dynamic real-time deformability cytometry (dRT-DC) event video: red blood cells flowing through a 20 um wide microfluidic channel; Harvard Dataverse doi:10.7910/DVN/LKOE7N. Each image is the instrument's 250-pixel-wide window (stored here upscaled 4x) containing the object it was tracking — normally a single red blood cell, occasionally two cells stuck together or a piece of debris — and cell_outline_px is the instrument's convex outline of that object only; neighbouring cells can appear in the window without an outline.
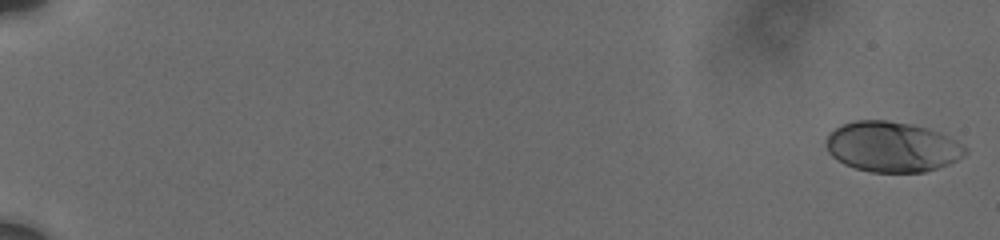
{"species": "human", "species_latin": "Homo sapiens", "temperature_condition": "cold", "stored_images_in_passage": 26, "camera_frame_rate_fps": 3000, "um_per_image_px": 0.085, "donor": {"sex": "male"}, "frame": {"image": 1, "passage_image": 1, "time_ms": 0.0, "image_size_px": [1000, 240], "cell_outline_px": [[968, 152], [964, 156], [948, 164], [924, 172], [872, 172], [856, 168], [844, 164], [836, 160], [828, 152], [828, 136], [840, 124], [852, 120], [888, 120], [912, 124], [928, 128], [940, 132], [968, 148]], "centroid_in_image_um": [75.84, 12.47], "position_along_channel_um": 9.2, "area_um2": 40.75}}
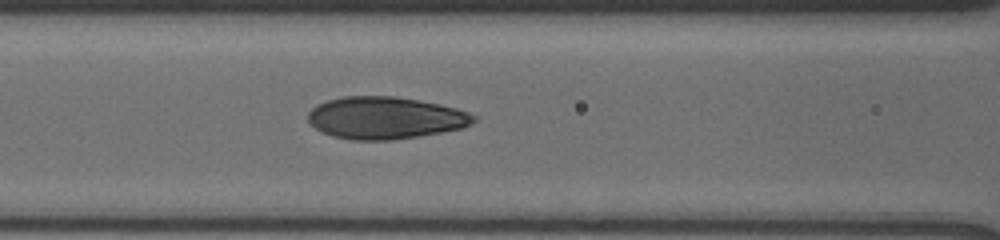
{"frame": {"image": 2, "passage_image": 22, "time_ms": 9.0, "image_size_px": [1000, 240], "cell_outline_px": [[476, 120], [460, 128], [440, 132], [392, 140], [352, 140], [332, 136], [320, 132], [308, 120], [308, 112], [316, 104], [328, 100], [344, 96], [396, 96], [420, 100], [440, 104], [456, 108], [468, 112], [476, 116]], "centroid_in_image_um": [32.71, 10.01], "position_along_channel_um": 133.9, "area_um2": 40.63}}
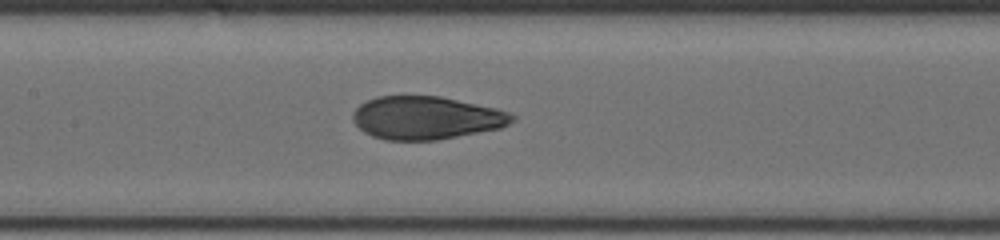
{"frame": {"image": 3, "passage_image": 25, "time_ms": 10.0, "image_size_px": [1000, 240], "cell_outline_px": [[516, 116], [508, 124], [500, 128], [436, 140], [384, 140], [372, 136], [364, 132], [352, 120], [352, 112], [360, 104], [376, 96], [440, 96], [496, 108], [508, 112]], "centroid_in_image_um": [36.19, 10.01], "position_along_channel_um": 171.2, "area_um2": 39.82}}